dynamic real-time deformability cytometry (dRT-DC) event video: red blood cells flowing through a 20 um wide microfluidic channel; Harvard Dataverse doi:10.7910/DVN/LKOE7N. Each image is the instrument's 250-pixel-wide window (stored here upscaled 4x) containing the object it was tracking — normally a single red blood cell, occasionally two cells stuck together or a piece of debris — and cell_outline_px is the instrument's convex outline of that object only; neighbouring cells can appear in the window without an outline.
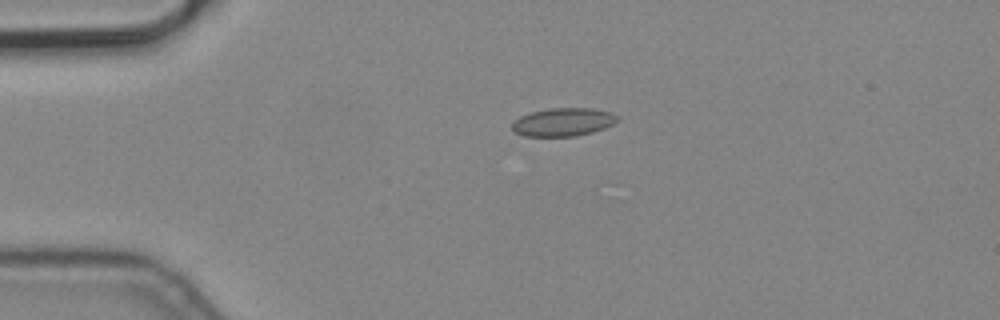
{"species": "common noctule bat (a hibernating species)", "species_latin": "Nyctalus noctula", "temperature_condition": "cold", "stored_images_in_passage": 2, "camera_frame_rate_fps": 3000, "um_per_image_px": 0.085, "animal": {"sex": "male", "body_mass_g": 19.2, "forearm_length_mm": 51.8}, "frame": {"image": 1, "passage_image": 1, "time_ms": 0.0, "image_size_px": [1000, 320], "cell_outline_px": [[620, 120], [604, 128], [592, 132], [576, 136], [524, 136], [516, 132], [512, 128], [512, 120], [520, 116], [532, 112], [548, 108], [592, 108], [612, 112], [620, 116]], "centroid_in_image_um": [47.89, 10.36], "position_along_channel_um": 37.1, "area_um2": 17.46}}